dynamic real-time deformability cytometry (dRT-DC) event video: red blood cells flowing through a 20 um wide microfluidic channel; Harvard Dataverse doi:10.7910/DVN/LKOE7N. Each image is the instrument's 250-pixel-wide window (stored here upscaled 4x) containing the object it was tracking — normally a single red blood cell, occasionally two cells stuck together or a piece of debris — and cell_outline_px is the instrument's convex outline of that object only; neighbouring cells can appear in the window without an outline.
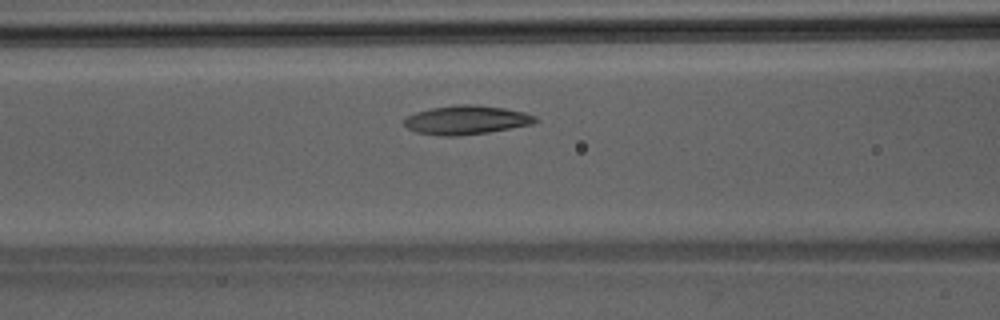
{"species": "Egyptian fruit bat (a non-hibernating species)", "species_latin": "Rousettus aegyptiacus", "temperature_condition": "room temperature", "stored_images_in_passage": 38, "camera_frame_rate_fps": 3000, "um_per_image_px": 0.085, "animal": {"sex": "male"}, "frame": {"image": 1, "passage_image": 11, "time_ms": 3.333, "image_size_px": [1000, 320], "cell_outline_px": [[540, 120], [532, 124], [488, 132], [456, 136], [440, 136], [416, 132], [408, 128], [404, 124], [404, 120], [408, 116], [416, 112], [432, 108], [460, 104], [476, 104], [504, 108], [524, 112], [536, 116]], "centroid_in_image_um": [39.66, 10.19], "position_along_channel_um": 126.9, "area_um2": 22.02}}
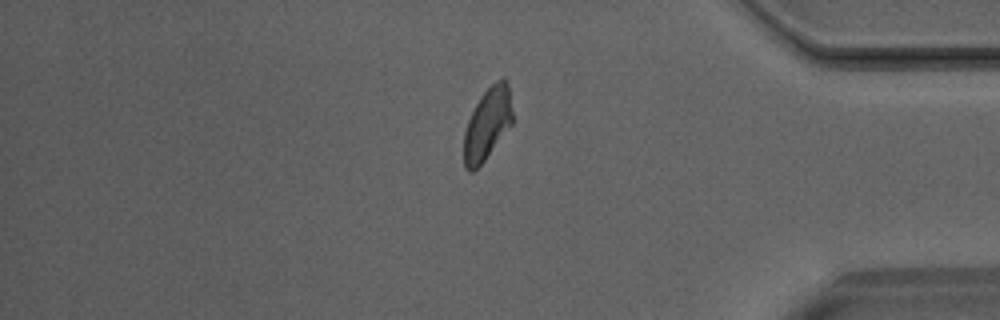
{"frame": {"image": 2, "passage_image": 31, "time_ms": 10.0, "image_size_px": [1000, 320], "cell_outline_px": [[512, 124], [484, 160], [472, 172], [468, 172], [464, 168], [464, 132], [468, 120], [480, 96], [496, 80], [504, 80], [508, 84], [512, 112]], "centroid_in_image_um": [41.41, 10.55], "position_along_channel_um": 393.8, "area_um2": 20.0}}
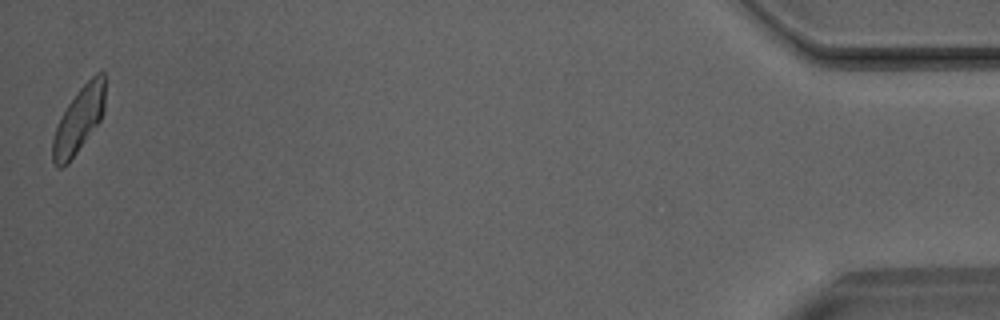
{"frame": {"image": 3, "passage_image": 38, "time_ms": 12.333, "image_size_px": [1000, 320], "cell_outline_px": [[104, 112], [100, 120], [68, 164], [60, 168], [56, 168], [52, 160], [52, 140], [60, 116], [68, 104], [80, 88], [96, 72], [104, 72]], "centroid_in_image_um": [6.68, 10.22], "position_along_channel_um": 428.5, "area_um2": 19.88}}